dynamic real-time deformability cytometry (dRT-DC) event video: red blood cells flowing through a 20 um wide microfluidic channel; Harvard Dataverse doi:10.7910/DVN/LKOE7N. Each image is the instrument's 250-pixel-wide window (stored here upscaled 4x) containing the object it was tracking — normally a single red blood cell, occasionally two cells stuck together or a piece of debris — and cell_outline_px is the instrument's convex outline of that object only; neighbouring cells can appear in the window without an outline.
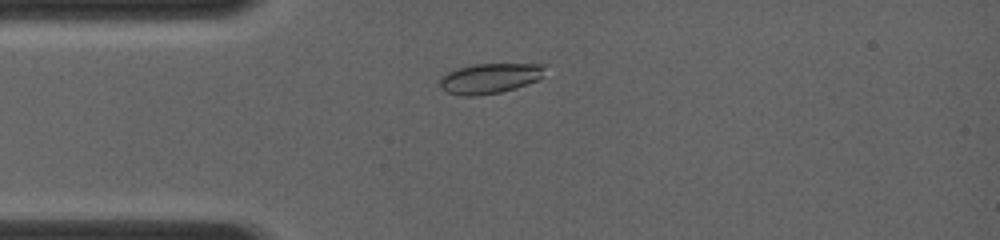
{"species": "common noctule bat (a hibernating species)", "species_latin": "Nyctalus noctula", "temperature_condition": "room temperature", "stored_images_in_passage": 25, "camera_frame_rate_fps": 4000, "um_per_image_px": 0.085, "animal": {"sex": "female", "body_mass_g": 19.0, "forearm_length_mm": 56.7}, "frame": {"image": 1, "passage_image": 1, "time_ms": 0.0, "image_size_px": [1000, 240], "cell_outline_px": [[548, 64], [540, 76], [536, 80], [516, 88], [500, 92], [476, 96], [464, 96], [448, 92], [440, 88], [440, 76], [456, 68], [476, 64]], "centroid_in_image_um": [41.59, 6.65], "position_along_channel_um": 43.4, "area_um2": 18.38}}
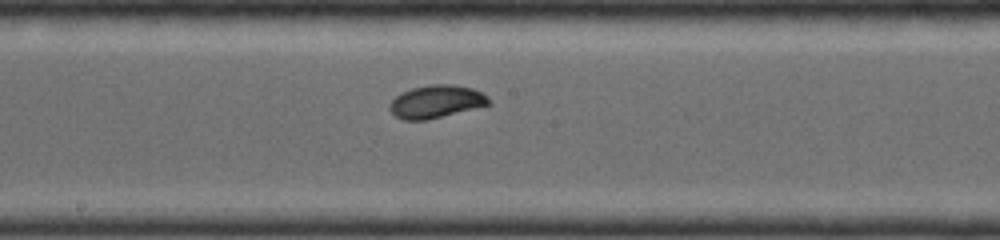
{"frame": {"image": 2, "passage_image": 11, "time_ms": 4.0, "image_size_px": [1000, 240], "cell_outline_px": [[492, 104], [428, 120], [400, 120], [388, 108], [388, 104], [400, 92], [412, 88], [428, 84], [452, 84], [472, 88], [488, 96]], "centroid_in_image_um": [37.06, 8.64], "position_along_channel_um": 211.1, "area_um2": 19.19}}
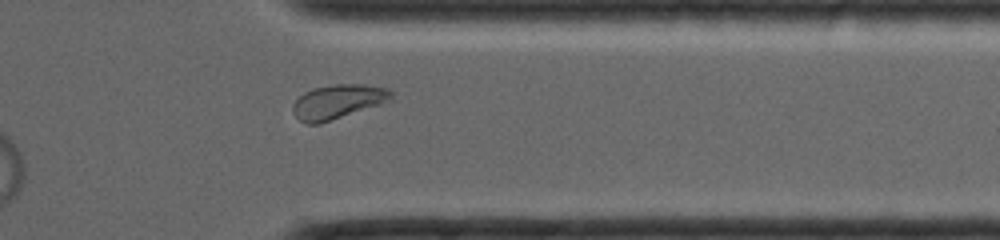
{"frame": {"image": 3, "passage_image": 22, "time_ms": 7.75, "image_size_px": [1000, 240], "cell_outline_px": [[392, 96], [380, 104], [320, 124], [308, 124], [300, 120], [292, 112], [292, 104], [304, 92], [312, 88], [332, 84], [364, 84], [388, 88], [392, 92]], "centroid_in_image_um": [28.67, 8.63], "position_along_channel_um": 382.7, "area_um2": 19.54}}